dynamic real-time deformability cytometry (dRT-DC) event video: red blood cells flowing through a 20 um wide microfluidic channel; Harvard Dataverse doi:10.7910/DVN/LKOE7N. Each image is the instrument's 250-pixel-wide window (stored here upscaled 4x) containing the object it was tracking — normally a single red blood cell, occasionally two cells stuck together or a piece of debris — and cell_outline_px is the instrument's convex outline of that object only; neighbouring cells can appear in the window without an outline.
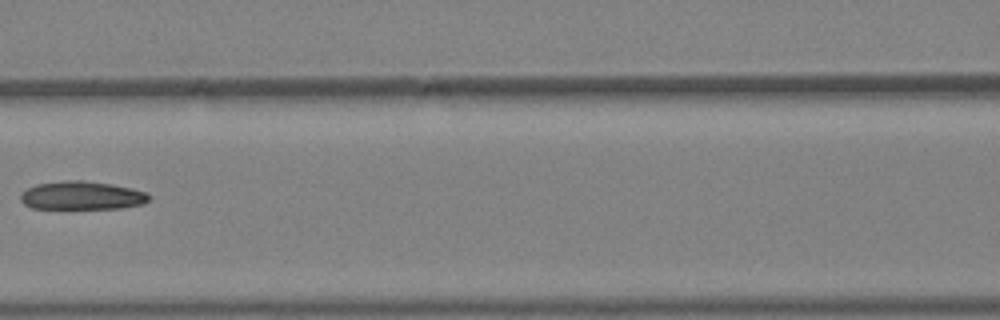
{"species": "Egyptian fruit bat (a non-hibernating species)", "species_latin": "Rousettus aegyptiacus", "temperature_condition": "warm", "stored_images_in_passage": 6, "camera_frame_rate_fps": 3000, "um_per_image_px": 0.085, "animal": {"sex": "female"}, "frame": {"image": 1, "passage_image": 6, "time_ms": 1.667, "image_size_px": [1000, 320], "cell_outline_px": [[152, 196], [144, 204], [120, 208], [32, 208], [24, 204], [20, 200], [20, 192], [36, 184], [64, 180], [84, 180], [112, 184], [132, 188], [148, 192]], "centroid_in_image_um": [6.97, 16.61], "position_along_channel_um": 159.6, "area_um2": 21.44}}